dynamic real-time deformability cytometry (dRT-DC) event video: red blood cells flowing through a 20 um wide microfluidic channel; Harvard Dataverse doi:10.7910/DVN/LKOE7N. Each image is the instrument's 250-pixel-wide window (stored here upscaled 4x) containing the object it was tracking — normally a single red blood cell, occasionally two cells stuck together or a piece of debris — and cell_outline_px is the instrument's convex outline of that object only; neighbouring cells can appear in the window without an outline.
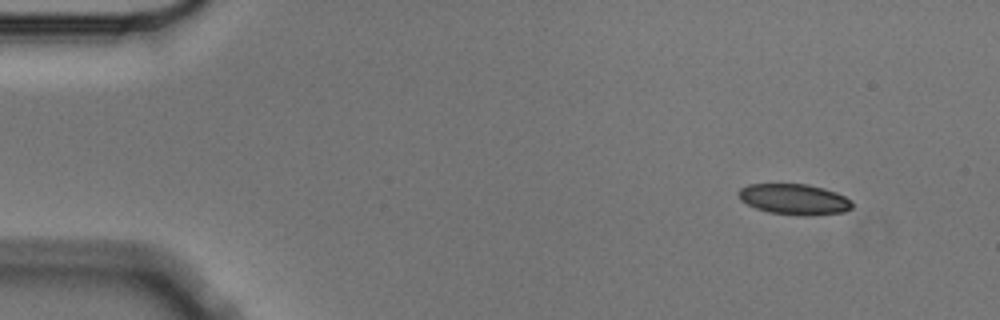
{"species": "Egyptian fruit bat (a non-hibernating species)", "species_latin": "Rousettus aegyptiacus", "temperature_condition": "cold", "stored_images_in_passage": 4, "camera_frame_rate_fps": 3000, "um_per_image_px": 0.085, "animal": {"sex": "male"}, "frame": {"image": 1, "passage_image": 1, "time_ms": 0.0, "image_size_px": [1000, 320], "cell_outline_px": [[852, 208], [844, 212], [808, 216], [800, 216], [768, 212], [756, 208], [740, 200], [736, 192], [740, 188], [748, 184], [808, 184], [824, 188], [836, 192], [852, 200]], "centroid_in_image_um": [67.5, 16.94], "position_along_channel_um": 17.5, "area_um2": 20.58}}
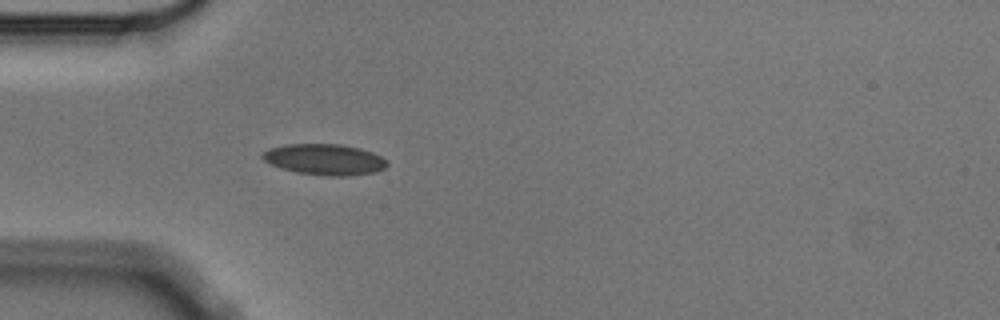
{"frame": {"image": 2, "passage_image": 4, "time_ms": 1.0, "image_size_px": [1000, 320], "cell_outline_px": [[388, 164], [384, 168], [376, 172], [348, 176], [328, 176], [296, 172], [280, 168], [264, 160], [260, 156], [268, 148], [284, 144], [340, 144], [360, 148], [372, 152], [380, 156]], "centroid_in_image_um": [27.57, 13.55], "position_along_channel_um": 57.4, "area_um2": 22.48}}